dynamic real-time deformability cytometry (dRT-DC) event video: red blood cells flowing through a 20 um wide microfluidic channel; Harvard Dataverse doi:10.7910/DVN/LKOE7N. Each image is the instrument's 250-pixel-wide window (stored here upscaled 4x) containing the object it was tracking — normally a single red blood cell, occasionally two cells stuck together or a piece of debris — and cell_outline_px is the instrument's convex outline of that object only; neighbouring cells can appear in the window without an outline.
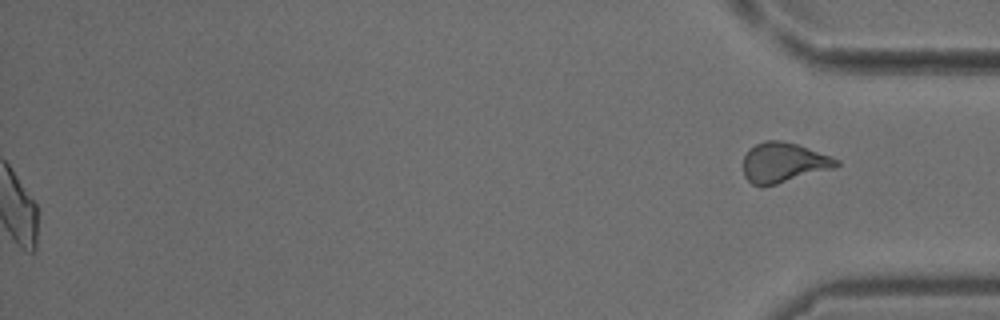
{"species": "common noctule bat (a hibernating species)", "species_latin": "Nyctalus noctula", "temperature_condition": "cold", "stored_images_in_passage": 49, "segment_of_instrument_passage": [2, 2], "camera_frame_rate_fps": 3000, "um_per_image_px": 0.085, "animal": {"sex": "male", "body_mass_g": 18.8}, "frame": {"image": 1, "passage_image": 49, "time_ms": 16.0, "image_size_px": [1000, 320], "cell_outline_px": [[840, 164], [836, 168], [776, 184], [760, 188], [752, 184], [744, 176], [744, 156], [748, 148], [764, 140], [780, 140], [796, 144], [840, 160]], "centroid_in_image_um": [66.58, 13.83], "position_along_channel_um": 368.6, "area_um2": 21.79}}